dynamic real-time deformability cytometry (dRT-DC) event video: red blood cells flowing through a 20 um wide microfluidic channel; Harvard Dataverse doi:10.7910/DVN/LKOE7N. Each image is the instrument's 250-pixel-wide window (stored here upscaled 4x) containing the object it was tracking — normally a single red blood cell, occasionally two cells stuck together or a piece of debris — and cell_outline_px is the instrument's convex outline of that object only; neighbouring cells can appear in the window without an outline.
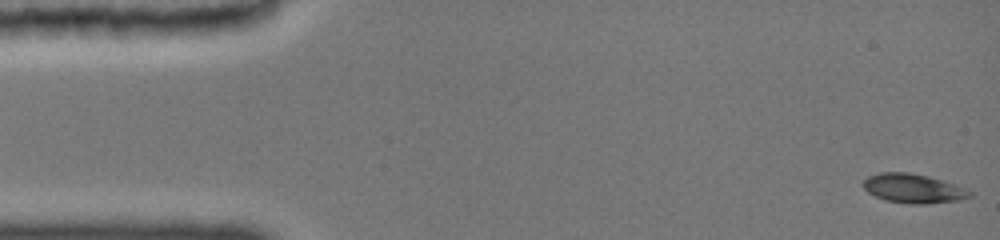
{"species": "common noctule bat (a hibernating species)", "species_latin": "Nyctalus noctula", "temperature_condition": "cold", "stored_images_in_passage": 20, "camera_frame_rate_fps": 3000, "um_per_image_px": 0.085, "animal": {"sex": "female", "body_mass_g": 19.0, "forearm_length_mm": 51.5}, "frame": {"image": 1, "passage_image": 1, "time_ms": 0.0, "image_size_px": [1000, 240], "cell_outline_px": [[972, 196], [960, 200], [924, 204], [912, 204], [884, 200], [868, 192], [860, 184], [868, 176], [880, 172], [908, 172], [928, 176], [956, 184], [968, 188], [972, 192]], "centroid_in_image_um": [77.64, 16.01], "position_along_channel_um": 7.4, "area_um2": 18.32}}
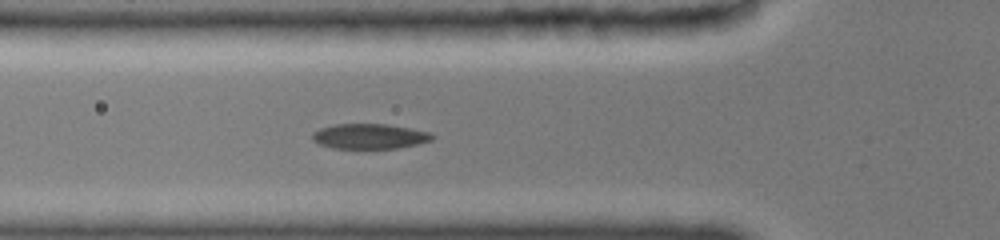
{"frame": {"image": 2, "passage_image": 17, "time_ms": 5.333, "image_size_px": [1000, 240], "cell_outline_px": [[436, 136], [432, 140], [416, 144], [396, 148], [332, 148], [320, 144], [312, 140], [312, 132], [320, 128], [336, 124], [384, 124], [408, 128], [428, 132]], "centroid_in_image_um": [31.38, 11.58], "position_along_channel_um": 94.4, "area_um2": 17.34}}
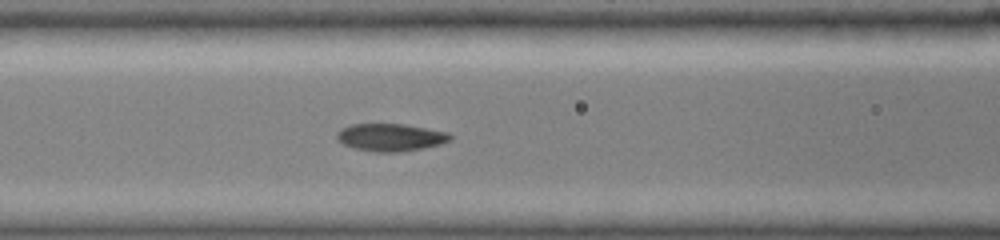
{"frame": {"image": 3, "passage_image": 20, "time_ms": 6.333, "image_size_px": [1000, 240], "cell_outline_px": [[452, 136], [448, 140], [440, 144], [424, 148], [400, 152], [376, 152], [352, 148], [344, 144], [336, 136], [344, 128], [352, 124], [400, 124], [448, 132]], "centroid_in_image_um": [33.21, 11.69], "position_along_channel_um": 133.4, "area_um2": 17.8}}